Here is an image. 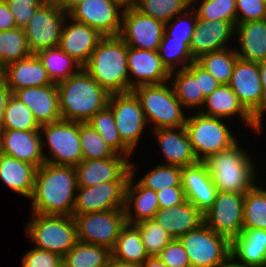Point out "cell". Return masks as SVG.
Segmentation results:
<instances>
[{
  "instance_id": "obj_6",
  "label": "cell",
  "mask_w": 266,
  "mask_h": 267,
  "mask_svg": "<svg viewBox=\"0 0 266 267\" xmlns=\"http://www.w3.org/2000/svg\"><path fill=\"white\" fill-rule=\"evenodd\" d=\"M26 230L35 247L63 257L77 242L73 216L33 213Z\"/></svg>"
},
{
  "instance_id": "obj_35",
  "label": "cell",
  "mask_w": 266,
  "mask_h": 267,
  "mask_svg": "<svg viewBox=\"0 0 266 267\" xmlns=\"http://www.w3.org/2000/svg\"><path fill=\"white\" fill-rule=\"evenodd\" d=\"M36 55L55 84L67 80L83 68L78 61L65 53L59 46L40 50Z\"/></svg>"
},
{
  "instance_id": "obj_4",
  "label": "cell",
  "mask_w": 266,
  "mask_h": 267,
  "mask_svg": "<svg viewBox=\"0 0 266 267\" xmlns=\"http://www.w3.org/2000/svg\"><path fill=\"white\" fill-rule=\"evenodd\" d=\"M237 143L204 160L217 191L246 193L256 185L253 161Z\"/></svg>"
},
{
  "instance_id": "obj_64",
  "label": "cell",
  "mask_w": 266,
  "mask_h": 267,
  "mask_svg": "<svg viewBox=\"0 0 266 267\" xmlns=\"http://www.w3.org/2000/svg\"><path fill=\"white\" fill-rule=\"evenodd\" d=\"M2 154L1 134H0V155Z\"/></svg>"
},
{
  "instance_id": "obj_47",
  "label": "cell",
  "mask_w": 266,
  "mask_h": 267,
  "mask_svg": "<svg viewBox=\"0 0 266 267\" xmlns=\"http://www.w3.org/2000/svg\"><path fill=\"white\" fill-rule=\"evenodd\" d=\"M135 226L140 231L142 244L145 246L149 257H157L173 239L166 230L152 219L136 223Z\"/></svg>"
},
{
  "instance_id": "obj_11",
  "label": "cell",
  "mask_w": 266,
  "mask_h": 267,
  "mask_svg": "<svg viewBox=\"0 0 266 267\" xmlns=\"http://www.w3.org/2000/svg\"><path fill=\"white\" fill-rule=\"evenodd\" d=\"M66 17L68 14L57 3L43 2L36 9L23 29L32 54L59 46L61 29Z\"/></svg>"
},
{
  "instance_id": "obj_16",
  "label": "cell",
  "mask_w": 266,
  "mask_h": 267,
  "mask_svg": "<svg viewBox=\"0 0 266 267\" xmlns=\"http://www.w3.org/2000/svg\"><path fill=\"white\" fill-rule=\"evenodd\" d=\"M110 0H86L77 4L68 18L86 24L102 36H119L123 10Z\"/></svg>"
},
{
  "instance_id": "obj_53",
  "label": "cell",
  "mask_w": 266,
  "mask_h": 267,
  "mask_svg": "<svg viewBox=\"0 0 266 267\" xmlns=\"http://www.w3.org/2000/svg\"><path fill=\"white\" fill-rule=\"evenodd\" d=\"M187 69L199 79L200 91H202L204 97L210 95L220 86V83L196 61L192 62Z\"/></svg>"
},
{
  "instance_id": "obj_24",
  "label": "cell",
  "mask_w": 266,
  "mask_h": 267,
  "mask_svg": "<svg viewBox=\"0 0 266 267\" xmlns=\"http://www.w3.org/2000/svg\"><path fill=\"white\" fill-rule=\"evenodd\" d=\"M1 78L5 81L12 94L22 88L54 84L36 54H31L7 65L1 70Z\"/></svg>"
},
{
  "instance_id": "obj_54",
  "label": "cell",
  "mask_w": 266,
  "mask_h": 267,
  "mask_svg": "<svg viewBox=\"0 0 266 267\" xmlns=\"http://www.w3.org/2000/svg\"><path fill=\"white\" fill-rule=\"evenodd\" d=\"M157 193L159 208L175 207L186 201L182 186L166 187Z\"/></svg>"
},
{
  "instance_id": "obj_61",
  "label": "cell",
  "mask_w": 266,
  "mask_h": 267,
  "mask_svg": "<svg viewBox=\"0 0 266 267\" xmlns=\"http://www.w3.org/2000/svg\"><path fill=\"white\" fill-rule=\"evenodd\" d=\"M106 267H140V265L136 263L122 262L111 257Z\"/></svg>"
},
{
  "instance_id": "obj_51",
  "label": "cell",
  "mask_w": 266,
  "mask_h": 267,
  "mask_svg": "<svg viewBox=\"0 0 266 267\" xmlns=\"http://www.w3.org/2000/svg\"><path fill=\"white\" fill-rule=\"evenodd\" d=\"M22 267H62V257L34 247L23 256Z\"/></svg>"
},
{
  "instance_id": "obj_33",
  "label": "cell",
  "mask_w": 266,
  "mask_h": 267,
  "mask_svg": "<svg viewBox=\"0 0 266 267\" xmlns=\"http://www.w3.org/2000/svg\"><path fill=\"white\" fill-rule=\"evenodd\" d=\"M111 254L114 259L139 265L149 258L145 246L142 244L140 231L135 225L127 223L121 229Z\"/></svg>"
},
{
  "instance_id": "obj_41",
  "label": "cell",
  "mask_w": 266,
  "mask_h": 267,
  "mask_svg": "<svg viewBox=\"0 0 266 267\" xmlns=\"http://www.w3.org/2000/svg\"><path fill=\"white\" fill-rule=\"evenodd\" d=\"M257 185L245 193L243 229L266 230V190Z\"/></svg>"
},
{
  "instance_id": "obj_63",
  "label": "cell",
  "mask_w": 266,
  "mask_h": 267,
  "mask_svg": "<svg viewBox=\"0 0 266 267\" xmlns=\"http://www.w3.org/2000/svg\"><path fill=\"white\" fill-rule=\"evenodd\" d=\"M43 2H48V3H57L59 4L62 0H42Z\"/></svg>"
},
{
  "instance_id": "obj_20",
  "label": "cell",
  "mask_w": 266,
  "mask_h": 267,
  "mask_svg": "<svg viewBox=\"0 0 266 267\" xmlns=\"http://www.w3.org/2000/svg\"><path fill=\"white\" fill-rule=\"evenodd\" d=\"M2 154L39 168L45 163L40 131L0 129Z\"/></svg>"
},
{
  "instance_id": "obj_59",
  "label": "cell",
  "mask_w": 266,
  "mask_h": 267,
  "mask_svg": "<svg viewBox=\"0 0 266 267\" xmlns=\"http://www.w3.org/2000/svg\"><path fill=\"white\" fill-rule=\"evenodd\" d=\"M86 0H62L58 5L68 14L77 4Z\"/></svg>"
},
{
  "instance_id": "obj_17",
  "label": "cell",
  "mask_w": 266,
  "mask_h": 267,
  "mask_svg": "<svg viewBox=\"0 0 266 267\" xmlns=\"http://www.w3.org/2000/svg\"><path fill=\"white\" fill-rule=\"evenodd\" d=\"M126 184L127 181H113L77 187L72 215L124 209Z\"/></svg>"
},
{
  "instance_id": "obj_49",
  "label": "cell",
  "mask_w": 266,
  "mask_h": 267,
  "mask_svg": "<svg viewBox=\"0 0 266 267\" xmlns=\"http://www.w3.org/2000/svg\"><path fill=\"white\" fill-rule=\"evenodd\" d=\"M167 267H190L188 255L179 239H172L157 256Z\"/></svg>"
},
{
  "instance_id": "obj_21",
  "label": "cell",
  "mask_w": 266,
  "mask_h": 267,
  "mask_svg": "<svg viewBox=\"0 0 266 267\" xmlns=\"http://www.w3.org/2000/svg\"><path fill=\"white\" fill-rule=\"evenodd\" d=\"M13 95L33 113L39 125L62 120L57 85L27 87L16 90Z\"/></svg>"
},
{
  "instance_id": "obj_36",
  "label": "cell",
  "mask_w": 266,
  "mask_h": 267,
  "mask_svg": "<svg viewBox=\"0 0 266 267\" xmlns=\"http://www.w3.org/2000/svg\"><path fill=\"white\" fill-rule=\"evenodd\" d=\"M87 123L100 134L116 154L127 156L130 159L132 151L122 142L113 112L108 106L95 113Z\"/></svg>"
},
{
  "instance_id": "obj_38",
  "label": "cell",
  "mask_w": 266,
  "mask_h": 267,
  "mask_svg": "<svg viewBox=\"0 0 266 267\" xmlns=\"http://www.w3.org/2000/svg\"><path fill=\"white\" fill-rule=\"evenodd\" d=\"M237 56L236 49H223L201 55L196 62L220 84H229Z\"/></svg>"
},
{
  "instance_id": "obj_40",
  "label": "cell",
  "mask_w": 266,
  "mask_h": 267,
  "mask_svg": "<svg viewBox=\"0 0 266 267\" xmlns=\"http://www.w3.org/2000/svg\"><path fill=\"white\" fill-rule=\"evenodd\" d=\"M158 55L163 65L171 73L175 69H186L192 62L196 61L190 51V45L185 40H170L165 32L158 47ZM177 66V68H175ZM180 66H182L180 68Z\"/></svg>"
},
{
  "instance_id": "obj_30",
  "label": "cell",
  "mask_w": 266,
  "mask_h": 267,
  "mask_svg": "<svg viewBox=\"0 0 266 267\" xmlns=\"http://www.w3.org/2000/svg\"><path fill=\"white\" fill-rule=\"evenodd\" d=\"M154 131L157 141L160 144L162 155L166 158V165L183 167L198 162L184 126L178 128H160Z\"/></svg>"
},
{
  "instance_id": "obj_14",
  "label": "cell",
  "mask_w": 266,
  "mask_h": 267,
  "mask_svg": "<svg viewBox=\"0 0 266 267\" xmlns=\"http://www.w3.org/2000/svg\"><path fill=\"white\" fill-rule=\"evenodd\" d=\"M245 193L217 191L211 208L204 214V223L230 241L243 230Z\"/></svg>"
},
{
  "instance_id": "obj_55",
  "label": "cell",
  "mask_w": 266,
  "mask_h": 267,
  "mask_svg": "<svg viewBox=\"0 0 266 267\" xmlns=\"http://www.w3.org/2000/svg\"><path fill=\"white\" fill-rule=\"evenodd\" d=\"M16 28L14 16L5 0H0V31Z\"/></svg>"
},
{
  "instance_id": "obj_9",
  "label": "cell",
  "mask_w": 266,
  "mask_h": 267,
  "mask_svg": "<svg viewBox=\"0 0 266 267\" xmlns=\"http://www.w3.org/2000/svg\"><path fill=\"white\" fill-rule=\"evenodd\" d=\"M41 135L52 154L44 156L45 162L53 165L76 166L83 160L79 136V121L60 120L40 125Z\"/></svg>"
},
{
  "instance_id": "obj_48",
  "label": "cell",
  "mask_w": 266,
  "mask_h": 267,
  "mask_svg": "<svg viewBox=\"0 0 266 267\" xmlns=\"http://www.w3.org/2000/svg\"><path fill=\"white\" fill-rule=\"evenodd\" d=\"M196 22L197 14L195 10H186V12L179 14L174 21L170 20L166 23L164 32L170 36V40H185L190 45Z\"/></svg>"
},
{
  "instance_id": "obj_1",
  "label": "cell",
  "mask_w": 266,
  "mask_h": 267,
  "mask_svg": "<svg viewBox=\"0 0 266 267\" xmlns=\"http://www.w3.org/2000/svg\"><path fill=\"white\" fill-rule=\"evenodd\" d=\"M77 193L75 166L44 163L37 168L31 199L32 211L72 216Z\"/></svg>"
},
{
  "instance_id": "obj_10",
  "label": "cell",
  "mask_w": 266,
  "mask_h": 267,
  "mask_svg": "<svg viewBox=\"0 0 266 267\" xmlns=\"http://www.w3.org/2000/svg\"><path fill=\"white\" fill-rule=\"evenodd\" d=\"M78 241L105 247L112 251L121 229L126 225L124 209L72 215Z\"/></svg>"
},
{
  "instance_id": "obj_44",
  "label": "cell",
  "mask_w": 266,
  "mask_h": 267,
  "mask_svg": "<svg viewBox=\"0 0 266 267\" xmlns=\"http://www.w3.org/2000/svg\"><path fill=\"white\" fill-rule=\"evenodd\" d=\"M79 136L83 159H106L116 154L87 122H79Z\"/></svg>"
},
{
  "instance_id": "obj_7",
  "label": "cell",
  "mask_w": 266,
  "mask_h": 267,
  "mask_svg": "<svg viewBox=\"0 0 266 267\" xmlns=\"http://www.w3.org/2000/svg\"><path fill=\"white\" fill-rule=\"evenodd\" d=\"M185 129L198 161L230 148L237 142L222 118L198 113L187 117Z\"/></svg>"
},
{
  "instance_id": "obj_2",
  "label": "cell",
  "mask_w": 266,
  "mask_h": 267,
  "mask_svg": "<svg viewBox=\"0 0 266 267\" xmlns=\"http://www.w3.org/2000/svg\"><path fill=\"white\" fill-rule=\"evenodd\" d=\"M127 44L119 36H105L98 43L83 68L110 94L133 90L129 77Z\"/></svg>"
},
{
  "instance_id": "obj_5",
  "label": "cell",
  "mask_w": 266,
  "mask_h": 267,
  "mask_svg": "<svg viewBox=\"0 0 266 267\" xmlns=\"http://www.w3.org/2000/svg\"><path fill=\"white\" fill-rule=\"evenodd\" d=\"M139 98L147 123L153 130L185 126L183 104L176 98L173 86L165 83L137 86L132 90Z\"/></svg>"
},
{
  "instance_id": "obj_3",
  "label": "cell",
  "mask_w": 266,
  "mask_h": 267,
  "mask_svg": "<svg viewBox=\"0 0 266 267\" xmlns=\"http://www.w3.org/2000/svg\"><path fill=\"white\" fill-rule=\"evenodd\" d=\"M56 85L62 120L87 122L95 113L108 106L111 94L84 68Z\"/></svg>"
},
{
  "instance_id": "obj_23",
  "label": "cell",
  "mask_w": 266,
  "mask_h": 267,
  "mask_svg": "<svg viewBox=\"0 0 266 267\" xmlns=\"http://www.w3.org/2000/svg\"><path fill=\"white\" fill-rule=\"evenodd\" d=\"M67 19L66 17L61 29L59 47L84 66L104 36L92 27L75 20L69 25L65 22Z\"/></svg>"
},
{
  "instance_id": "obj_18",
  "label": "cell",
  "mask_w": 266,
  "mask_h": 267,
  "mask_svg": "<svg viewBox=\"0 0 266 267\" xmlns=\"http://www.w3.org/2000/svg\"><path fill=\"white\" fill-rule=\"evenodd\" d=\"M77 187H92L103 182L127 181L130 161L127 156L115 154L106 159H83L75 166Z\"/></svg>"
},
{
  "instance_id": "obj_31",
  "label": "cell",
  "mask_w": 266,
  "mask_h": 267,
  "mask_svg": "<svg viewBox=\"0 0 266 267\" xmlns=\"http://www.w3.org/2000/svg\"><path fill=\"white\" fill-rule=\"evenodd\" d=\"M235 31L240 50L236 49L240 59L260 63L266 59V18L262 20L237 23Z\"/></svg>"
},
{
  "instance_id": "obj_25",
  "label": "cell",
  "mask_w": 266,
  "mask_h": 267,
  "mask_svg": "<svg viewBox=\"0 0 266 267\" xmlns=\"http://www.w3.org/2000/svg\"><path fill=\"white\" fill-rule=\"evenodd\" d=\"M135 169L134 164L130 162L131 174L127 180L124 199L126 223L131 225L153 219L154 214L159 209L157 193L142 186L138 181L134 184Z\"/></svg>"
},
{
  "instance_id": "obj_27",
  "label": "cell",
  "mask_w": 266,
  "mask_h": 267,
  "mask_svg": "<svg viewBox=\"0 0 266 267\" xmlns=\"http://www.w3.org/2000/svg\"><path fill=\"white\" fill-rule=\"evenodd\" d=\"M198 111L208 116L224 119L236 114L240 115L247 126L259 132L263 126L244 108L229 84H220L216 90L205 97L202 108Z\"/></svg>"
},
{
  "instance_id": "obj_45",
  "label": "cell",
  "mask_w": 266,
  "mask_h": 267,
  "mask_svg": "<svg viewBox=\"0 0 266 267\" xmlns=\"http://www.w3.org/2000/svg\"><path fill=\"white\" fill-rule=\"evenodd\" d=\"M195 3H198V1L194 0L191 3L192 7ZM200 3L199 8L195 9L197 18L212 21H228L234 27L236 26V0H202Z\"/></svg>"
},
{
  "instance_id": "obj_62",
  "label": "cell",
  "mask_w": 266,
  "mask_h": 267,
  "mask_svg": "<svg viewBox=\"0 0 266 267\" xmlns=\"http://www.w3.org/2000/svg\"><path fill=\"white\" fill-rule=\"evenodd\" d=\"M218 267H242L239 263H236L231 257L222 265Z\"/></svg>"
},
{
  "instance_id": "obj_8",
  "label": "cell",
  "mask_w": 266,
  "mask_h": 267,
  "mask_svg": "<svg viewBox=\"0 0 266 267\" xmlns=\"http://www.w3.org/2000/svg\"><path fill=\"white\" fill-rule=\"evenodd\" d=\"M178 239L186 250L190 267H218L231 257V241L205 223Z\"/></svg>"
},
{
  "instance_id": "obj_39",
  "label": "cell",
  "mask_w": 266,
  "mask_h": 267,
  "mask_svg": "<svg viewBox=\"0 0 266 267\" xmlns=\"http://www.w3.org/2000/svg\"><path fill=\"white\" fill-rule=\"evenodd\" d=\"M31 54L23 29L0 31V70Z\"/></svg>"
},
{
  "instance_id": "obj_15",
  "label": "cell",
  "mask_w": 266,
  "mask_h": 267,
  "mask_svg": "<svg viewBox=\"0 0 266 267\" xmlns=\"http://www.w3.org/2000/svg\"><path fill=\"white\" fill-rule=\"evenodd\" d=\"M164 26L163 22L142 14L133 7L122 13L119 37L129 47L157 51L163 37Z\"/></svg>"
},
{
  "instance_id": "obj_34",
  "label": "cell",
  "mask_w": 266,
  "mask_h": 267,
  "mask_svg": "<svg viewBox=\"0 0 266 267\" xmlns=\"http://www.w3.org/2000/svg\"><path fill=\"white\" fill-rule=\"evenodd\" d=\"M111 250L78 241L63 257L62 267H106Z\"/></svg>"
},
{
  "instance_id": "obj_37",
  "label": "cell",
  "mask_w": 266,
  "mask_h": 267,
  "mask_svg": "<svg viewBox=\"0 0 266 267\" xmlns=\"http://www.w3.org/2000/svg\"><path fill=\"white\" fill-rule=\"evenodd\" d=\"M174 75V76H173ZM176 75V76H175ZM173 77L171 83L176 94V98L184 107L202 108L205 97L200 91L199 79H197L187 68L178 69L170 73Z\"/></svg>"
},
{
  "instance_id": "obj_28",
  "label": "cell",
  "mask_w": 266,
  "mask_h": 267,
  "mask_svg": "<svg viewBox=\"0 0 266 267\" xmlns=\"http://www.w3.org/2000/svg\"><path fill=\"white\" fill-rule=\"evenodd\" d=\"M174 239L204 223V215L189 201L166 209L159 208L153 219Z\"/></svg>"
},
{
  "instance_id": "obj_12",
  "label": "cell",
  "mask_w": 266,
  "mask_h": 267,
  "mask_svg": "<svg viewBox=\"0 0 266 267\" xmlns=\"http://www.w3.org/2000/svg\"><path fill=\"white\" fill-rule=\"evenodd\" d=\"M108 107L112 110L122 142L133 152L147 125L139 98L133 91L113 93Z\"/></svg>"
},
{
  "instance_id": "obj_57",
  "label": "cell",
  "mask_w": 266,
  "mask_h": 267,
  "mask_svg": "<svg viewBox=\"0 0 266 267\" xmlns=\"http://www.w3.org/2000/svg\"><path fill=\"white\" fill-rule=\"evenodd\" d=\"M258 67H259V74L264 92V97L266 99V59L258 63Z\"/></svg>"
},
{
  "instance_id": "obj_13",
  "label": "cell",
  "mask_w": 266,
  "mask_h": 267,
  "mask_svg": "<svg viewBox=\"0 0 266 267\" xmlns=\"http://www.w3.org/2000/svg\"><path fill=\"white\" fill-rule=\"evenodd\" d=\"M230 88L244 108L262 125L266 99L260 80L258 63L238 58L233 68Z\"/></svg>"
},
{
  "instance_id": "obj_19",
  "label": "cell",
  "mask_w": 266,
  "mask_h": 267,
  "mask_svg": "<svg viewBox=\"0 0 266 267\" xmlns=\"http://www.w3.org/2000/svg\"><path fill=\"white\" fill-rule=\"evenodd\" d=\"M181 186L186 200L203 215L213 205L217 189L204 161L181 167Z\"/></svg>"
},
{
  "instance_id": "obj_32",
  "label": "cell",
  "mask_w": 266,
  "mask_h": 267,
  "mask_svg": "<svg viewBox=\"0 0 266 267\" xmlns=\"http://www.w3.org/2000/svg\"><path fill=\"white\" fill-rule=\"evenodd\" d=\"M37 167L28 162L0 155V179L10 189L30 199L35 182Z\"/></svg>"
},
{
  "instance_id": "obj_50",
  "label": "cell",
  "mask_w": 266,
  "mask_h": 267,
  "mask_svg": "<svg viewBox=\"0 0 266 267\" xmlns=\"http://www.w3.org/2000/svg\"><path fill=\"white\" fill-rule=\"evenodd\" d=\"M14 16L16 27L24 29L42 0H5Z\"/></svg>"
},
{
  "instance_id": "obj_26",
  "label": "cell",
  "mask_w": 266,
  "mask_h": 267,
  "mask_svg": "<svg viewBox=\"0 0 266 267\" xmlns=\"http://www.w3.org/2000/svg\"><path fill=\"white\" fill-rule=\"evenodd\" d=\"M127 64L129 77L132 75L136 77V81H133V89L141 85L167 83L170 79V72L163 65L157 51L128 46Z\"/></svg>"
},
{
  "instance_id": "obj_29",
  "label": "cell",
  "mask_w": 266,
  "mask_h": 267,
  "mask_svg": "<svg viewBox=\"0 0 266 267\" xmlns=\"http://www.w3.org/2000/svg\"><path fill=\"white\" fill-rule=\"evenodd\" d=\"M230 253L242 267L263 266L266 263V230L243 229L231 240Z\"/></svg>"
},
{
  "instance_id": "obj_22",
  "label": "cell",
  "mask_w": 266,
  "mask_h": 267,
  "mask_svg": "<svg viewBox=\"0 0 266 267\" xmlns=\"http://www.w3.org/2000/svg\"><path fill=\"white\" fill-rule=\"evenodd\" d=\"M235 27L228 21L197 18L190 43V51L196 60L209 52L227 49V42L235 35Z\"/></svg>"
},
{
  "instance_id": "obj_52",
  "label": "cell",
  "mask_w": 266,
  "mask_h": 267,
  "mask_svg": "<svg viewBox=\"0 0 266 267\" xmlns=\"http://www.w3.org/2000/svg\"><path fill=\"white\" fill-rule=\"evenodd\" d=\"M237 23L266 18V4L263 0H236Z\"/></svg>"
},
{
  "instance_id": "obj_58",
  "label": "cell",
  "mask_w": 266,
  "mask_h": 267,
  "mask_svg": "<svg viewBox=\"0 0 266 267\" xmlns=\"http://www.w3.org/2000/svg\"><path fill=\"white\" fill-rule=\"evenodd\" d=\"M140 267H167L158 257H149L143 263L140 264Z\"/></svg>"
},
{
  "instance_id": "obj_42",
  "label": "cell",
  "mask_w": 266,
  "mask_h": 267,
  "mask_svg": "<svg viewBox=\"0 0 266 267\" xmlns=\"http://www.w3.org/2000/svg\"><path fill=\"white\" fill-rule=\"evenodd\" d=\"M1 129L39 131L40 125L32 111L12 94L4 109Z\"/></svg>"
},
{
  "instance_id": "obj_43",
  "label": "cell",
  "mask_w": 266,
  "mask_h": 267,
  "mask_svg": "<svg viewBox=\"0 0 266 267\" xmlns=\"http://www.w3.org/2000/svg\"><path fill=\"white\" fill-rule=\"evenodd\" d=\"M191 6L189 0H136L135 8L164 24L176 18Z\"/></svg>"
},
{
  "instance_id": "obj_46",
  "label": "cell",
  "mask_w": 266,
  "mask_h": 267,
  "mask_svg": "<svg viewBox=\"0 0 266 267\" xmlns=\"http://www.w3.org/2000/svg\"><path fill=\"white\" fill-rule=\"evenodd\" d=\"M142 186L155 192L166 188L181 186V167L159 164L138 181Z\"/></svg>"
},
{
  "instance_id": "obj_56",
  "label": "cell",
  "mask_w": 266,
  "mask_h": 267,
  "mask_svg": "<svg viewBox=\"0 0 266 267\" xmlns=\"http://www.w3.org/2000/svg\"><path fill=\"white\" fill-rule=\"evenodd\" d=\"M11 95V90L7 87L5 81L0 78V129L2 125L4 109Z\"/></svg>"
},
{
  "instance_id": "obj_60",
  "label": "cell",
  "mask_w": 266,
  "mask_h": 267,
  "mask_svg": "<svg viewBox=\"0 0 266 267\" xmlns=\"http://www.w3.org/2000/svg\"><path fill=\"white\" fill-rule=\"evenodd\" d=\"M112 3L116 4L123 11L135 7L136 0H110Z\"/></svg>"
}]
</instances>
